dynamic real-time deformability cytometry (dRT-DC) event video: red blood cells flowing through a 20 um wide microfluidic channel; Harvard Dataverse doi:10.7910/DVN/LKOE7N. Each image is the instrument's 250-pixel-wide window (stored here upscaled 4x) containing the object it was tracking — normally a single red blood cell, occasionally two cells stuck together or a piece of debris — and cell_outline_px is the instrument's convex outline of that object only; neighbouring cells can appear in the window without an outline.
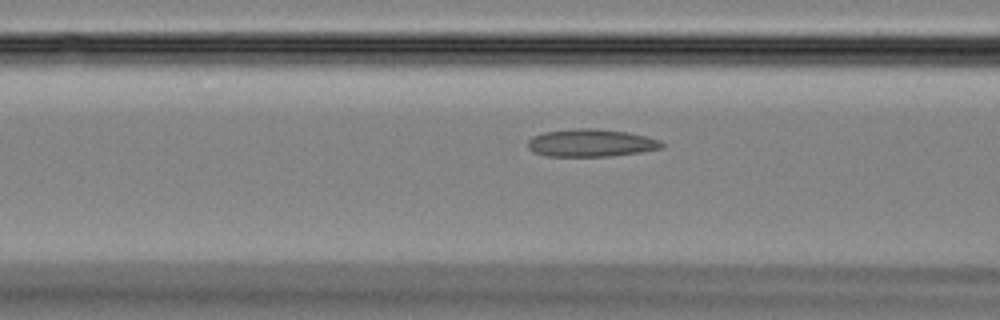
{"species": "Egyptian fruit bat (a non-hibernating species)", "species_latin": "Rousettus aegyptiacus", "temperature_condition": "room temperature", "stored_images_in_passage": 39, "camera_frame_rate_fps": 3000, "um_per_image_px": 0.085, "animal": {"sex": "female"}, "frame": {"image": 1, "passage_image": 16, "time_ms": 5.0, "image_size_px": [1000, 320], "cell_outline_px": [[664, 148], [640, 152], [612, 156], [544, 156], [532, 152], [528, 148], [528, 140], [532, 136], [544, 132], [576, 128], [596, 128], [628, 132], [660, 140], [664, 144]], "centroid_in_image_um": [50.22, 12.15], "position_along_channel_um": 116.4, "area_um2": 21.73}}
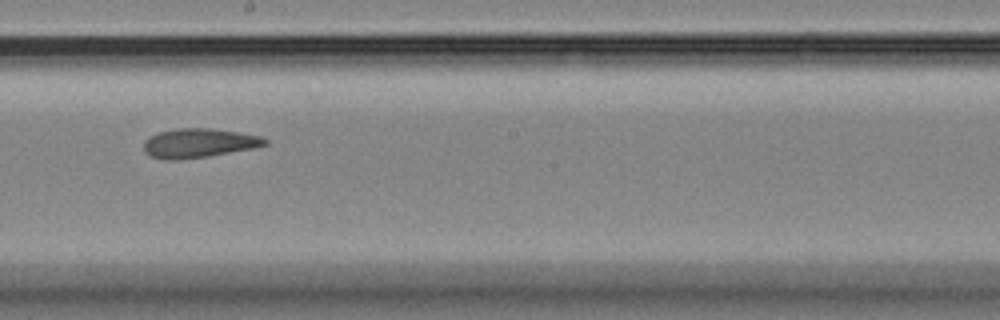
{"frame": {"image": 2, "passage_image": 24, "time_ms": 7.667, "image_size_px": [1000, 320], "cell_outline_px": [[268, 144], [256, 148], [208, 156], [180, 160], [164, 160], [152, 156], [144, 152], [144, 140], [160, 132], [176, 128], [208, 128], [236, 132], [260, 136], [268, 140]], "centroid_in_image_um": [16.91, 12.17], "position_along_channel_um": 231.3, "area_um2": 20.58}}
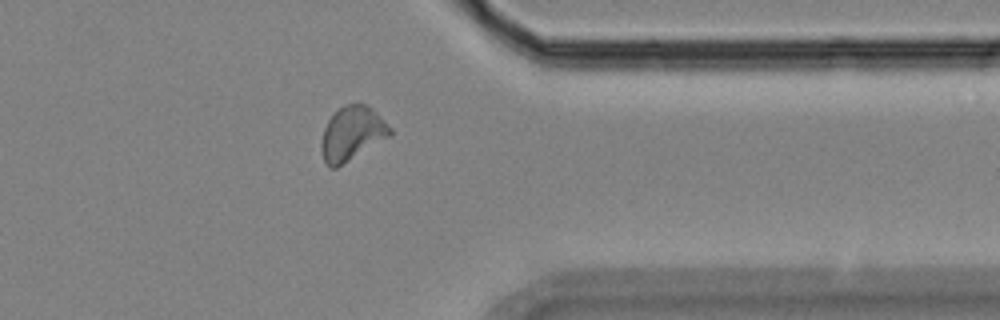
{"frame": {"image": 3, "passage_image": 35, "time_ms": 11.333, "image_size_px": [1000, 320], "cell_outline_px": [[392, 136], [336, 168], [328, 168], [324, 160], [320, 148], [320, 144], [324, 128], [328, 120], [344, 104], [360, 100], [372, 108], [392, 128]], "centroid_in_image_um": [29.94, 11.33], "position_along_channel_um": 381.5, "area_um2": 22.08}}